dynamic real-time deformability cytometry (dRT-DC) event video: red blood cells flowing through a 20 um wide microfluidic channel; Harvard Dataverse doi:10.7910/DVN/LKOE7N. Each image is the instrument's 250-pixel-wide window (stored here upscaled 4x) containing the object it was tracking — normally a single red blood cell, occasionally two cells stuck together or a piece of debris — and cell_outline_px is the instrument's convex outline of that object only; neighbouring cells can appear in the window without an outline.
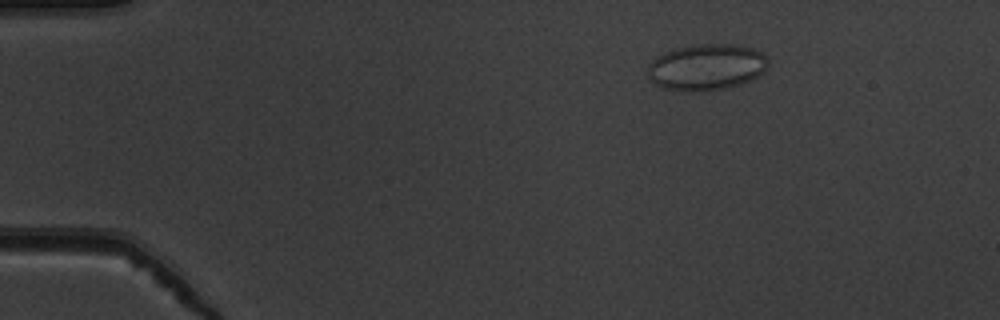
{"species": "common noctule bat (a hibernating species)", "species_latin": "Nyctalus noctula", "temperature_condition": "warm", "stored_images_in_passage": 37, "camera_frame_rate_fps": 3000, "um_per_image_px": 0.085, "animal": {"sex": "male", "body_mass_g": 19.5, "forearm_length_mm": 54.6}, "frame": {"image": 1, "passage_image": 1, "time_ms": 0.0, "image_size_px": [1000, 320], "cell_outline_px": [[768, 68], [764, 72], [740, 84], [724, 88], [664, 88], [656, 84], [648, 76], [648, 64], [656, 56], [664, 52], [676, 48], [700, 44], [736, 44], [752, 48], [760, 52], [768, 60]], "centroid_in_image_um": [60.07, 5.64], "position_along_channel_um": 24.9, "area_um2": 31.44}}
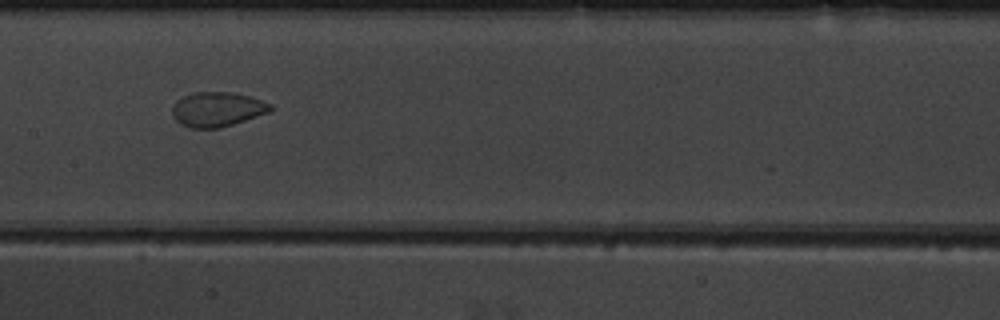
{"frame": {"image": 2, "passage_image": 20, "time_ms": 6.333, "image_size_px": [1000, 320], "cell_outline_px": [[272, 108], [268, 112], [220, 128], [188, 128], [180, 124], [172, 116], [172, 104], [176, 100], [184, 96], [196, 92], [232, 92], [248, 96], [272, 104]], "centroid_in_image_um": [18.4, 9.29], "position_along_channel_um": 189.0, "area_um2": 19.71}}
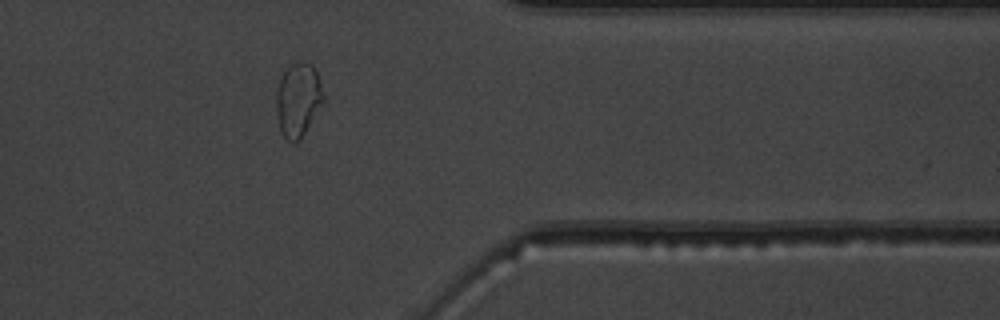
{"frame": {"image": 3, "passage_image": 36, "time_ms": 11.667, "image_size_px": [1000, 320], "cell_outline_px": [[324, 100], [300, 140], [288, 140], [284, 136], [280, 128], [276, 112], [276, 88], [284, 72], [292, 64], [312, 64], [320, 80], [324, 96]], "centroid_in_image_um": [25.33, 8.48], "position_along_channel_um": 386.1, "area_um2": 19.71}, "authors_computed_cell_mechanics": {"area_um2": 19.9988, "velocity_mm_per_s": 3.8956, "shape_relaxation_time_tau1_ms": null, "shape_relaxation_time_tau2_ms": 1.034, "deformation_change_tau1": null, "deformation_change_tau2": 0.0347}}